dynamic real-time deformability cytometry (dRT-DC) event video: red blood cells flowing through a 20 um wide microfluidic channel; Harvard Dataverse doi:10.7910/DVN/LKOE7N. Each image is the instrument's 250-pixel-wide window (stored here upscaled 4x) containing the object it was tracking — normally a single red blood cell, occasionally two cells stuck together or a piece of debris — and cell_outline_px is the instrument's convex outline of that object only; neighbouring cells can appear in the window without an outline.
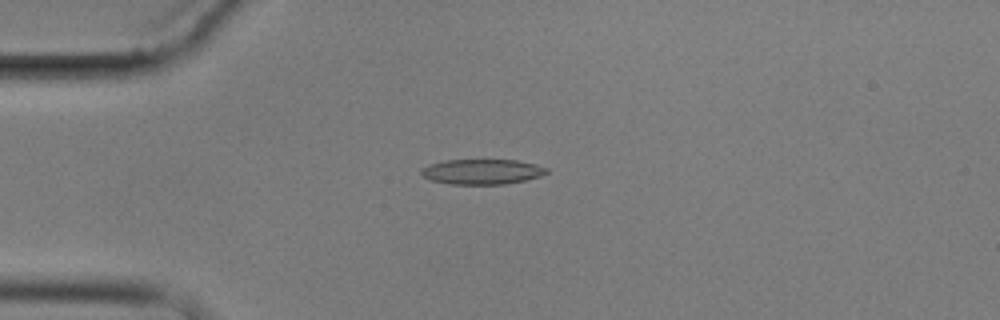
{"species": "common noctule bat (a hibernating species)", "species_latin": "Nyctalus noctula", "temperature_condition": "cold", "stored_images_in_passage": 6, "camera_frame_rate_fps": 3000, "um_per_image_px": 0.085, "animal": {"sex": "male", "body_mass_g": 17.9}, "frame": {"image": 1, "passage_image": 3, "time_ms": 3.333, "image_size_px": [1000, 320], "cell_outline_px": [[548, 172], [540, 176], [524, 180], [504, 184], [448, 184], [428, 180], [420, 172], [428, 164], [444, 160], [516, 160], [536, 164], [548, 168]], "centroid_in_image_um": [40.96, 14.59], "position_along_channel_um": 44.0, "area_um2": 18.38}}
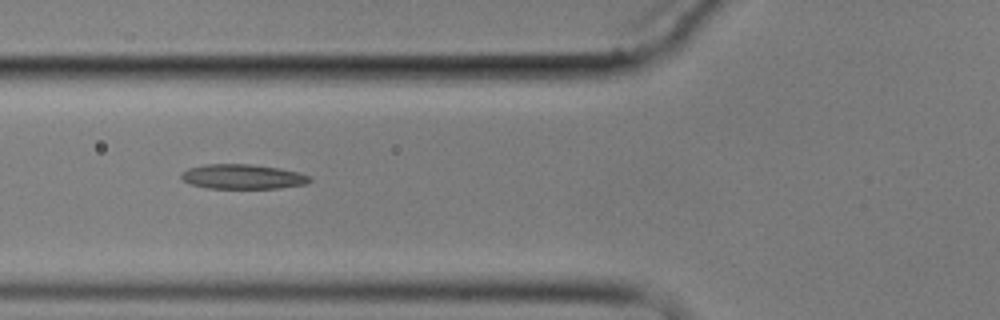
{"frame": {"image": 2, "passage_image": 5, "time_ms": 5.667, "image_size_px": [1000, 320], "cell_outline_px": [[312, 180], [304, 184], [280, 188], [208, 188], [192, 184], [184, 180], [180, 176], [180, 172], [188, 168], [204, 164], [252, 164], [280, 168], [300, 172], [312, 176]], "centroid_in_image_um": [20.65, 15.0], "position_along_channel_um": 105.1, "area_um2": 18.61}}
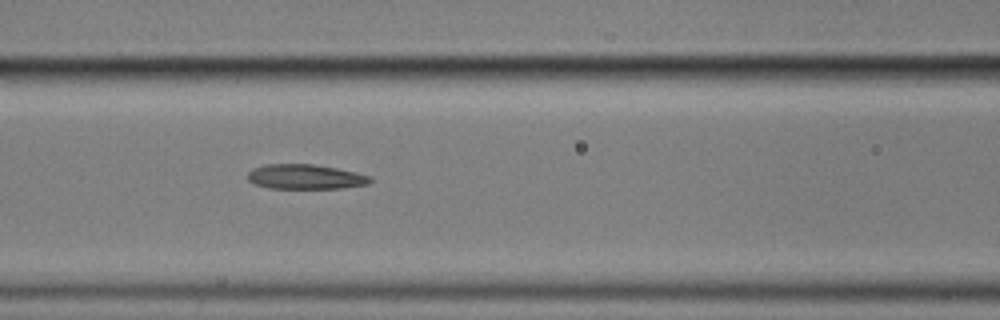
{"frame": {"image": 3, "passage_image": 6, "time_ms": 6.667, "image_size_px": [1000, 320], "cell_outline_px": [[372, 180], [368, 184], [340, 188], [268, 188], [256, 184], [248, 180], [248, 172], [252, 168], [264, 164], [312, 164], [336, 168], [356, 172], [372, 176]], "centroid_in_image_um": [25.95, 15.02], "position_along_channel_um": 140.6, "area_um2": 17.69}}